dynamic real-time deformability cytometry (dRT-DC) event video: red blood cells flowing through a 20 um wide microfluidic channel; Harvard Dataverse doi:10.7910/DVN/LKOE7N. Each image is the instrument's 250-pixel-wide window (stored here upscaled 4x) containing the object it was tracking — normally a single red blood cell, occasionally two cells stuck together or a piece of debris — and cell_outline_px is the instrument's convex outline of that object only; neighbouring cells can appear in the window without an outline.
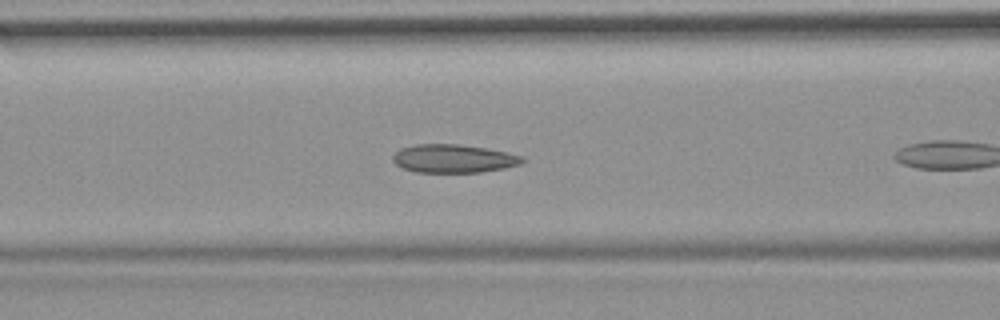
{"species": "common noctule bat (a hibernating species)", "species_latin": "Nyctalus noctula", "temperature_condition": "room temperature", "stored_images_in_passage": 9, "camera_frame_rate_fps": 3000, "um_per_image_px": 0.085, "animal": {"sex": "female", "body_mass_g": 19.9}, "frame": {"image": 1, "passage_image": 8, "time_ms": 2.333, "image_size_px": [1000, 320], "cell_outline_px": [[524, 160], [520, 164], [504, 168], [480, 172], [416, 172], [404, 168], [396, 164], [392, 160], [392, 156], [400, 148], [416, 144], [460, 144], [488, 148], [508, 152], [524, 156]], "centroid_in_image_um": [38.56, 13.47], "position_along_channel_um": 128.0, "area_um2": 21.44}}